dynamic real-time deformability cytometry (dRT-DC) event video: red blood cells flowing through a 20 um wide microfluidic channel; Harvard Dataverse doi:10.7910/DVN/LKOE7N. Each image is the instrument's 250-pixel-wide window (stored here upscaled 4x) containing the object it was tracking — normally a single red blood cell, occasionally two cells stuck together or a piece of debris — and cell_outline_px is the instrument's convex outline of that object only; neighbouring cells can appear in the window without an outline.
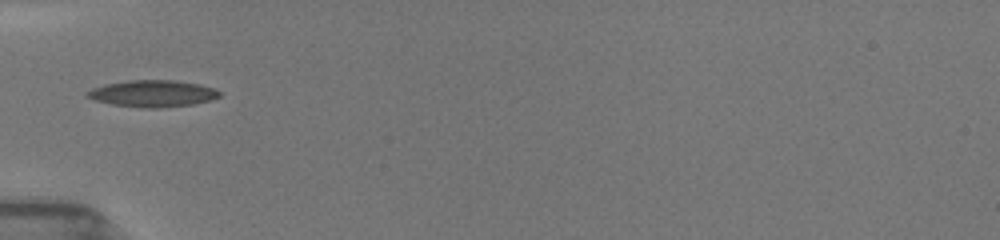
{"species": "common noctule bat (a hibernating species)", "species_latin": "Nyctalus noctula", "temperature_condition": "room temperature", "stored_images_in_passage": 6, "camera_frame_rate_fps": 3000, "um_per_image_px": 0.085, "animal": {"sex": "female", "body_mass_g": 19.5, "forearm_length_mm": 54.1}, "frame": {"image": 1, "passage_image": 2, "time_ms": 0.667, "image_size_px": [1000, 240], "cell_outline_px": [[220, 96], [208, 100], [192, 104], [156, 108], [148, 108], [112, 104], [96, 100], [88, 96], [88, 92], [92, 88], [104, 84], [128, 80], [172, 80], [200, 84], [216, 88], [220, 92]], "centroid_in_image_um": [13.0, 7.93], "position_along_channel_um": 72.0, "area_um2": 20.29}}